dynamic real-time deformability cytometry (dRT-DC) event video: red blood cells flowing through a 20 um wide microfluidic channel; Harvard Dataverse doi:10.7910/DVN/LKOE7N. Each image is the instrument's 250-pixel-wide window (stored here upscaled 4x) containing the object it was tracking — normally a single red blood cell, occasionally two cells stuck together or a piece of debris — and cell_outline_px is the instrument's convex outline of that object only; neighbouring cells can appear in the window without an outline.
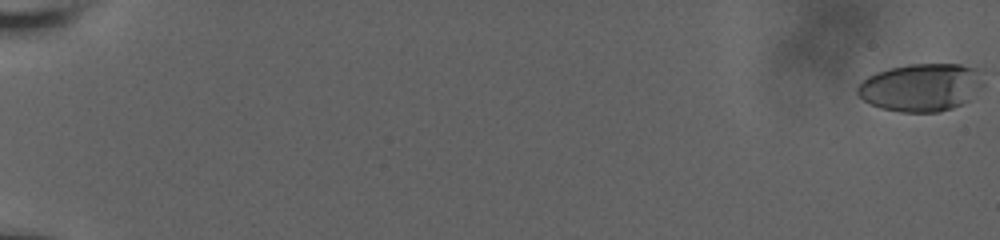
{"species": "human", "species_latin": "Homo sapiens", "temperature_condition": "room temperature", "stored_images_in_passage": 20, "camera_frame_rate_fps": 3000, "um_per_image_px": 0.085, "donor": {"sex": "male"}, "frame": {"image": 1, "passage_image": 1, "time_ms": 0.0, "image_size_px": [1000, 240], "cell_outline_px": [[984, 84], [968, 100], [952, 108], [940, 112], [900, 112], [880, 108], [864, 100], [856, 92], [856, 88], [868, 76], [876, 72], [888, 68], [908, 64], [960, 64], [976, 68], [980, 72]], "centroid_in_image_um": [78.29, 7.42], "position_along_channel_um": 6.7, "area_um2": 35.08}}
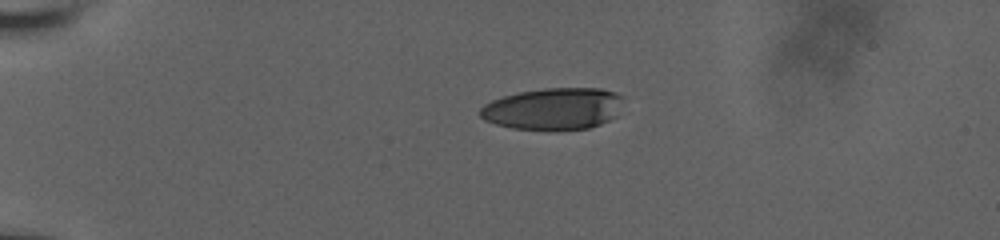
{"frame": {"image": 2, "passage_image": 15, "time_ms": 5.333, "image_size_px": [1000, 240], "cell_outline_px": [[624, 96], [616, 116], [600, 124], [588, 128], [556, 132], [552, 132], [512, 128], [496, 124], [484, 120], [480, 116], [480, 108], [484, 104], [492, 100], [504, 96], [520, 92], [544, 88], [600, 88], [616, 92]], "centroid_in_image_um": [47.04, 9.27], "position_along_channel_um": 38.0, "area_um2": 35.55}}
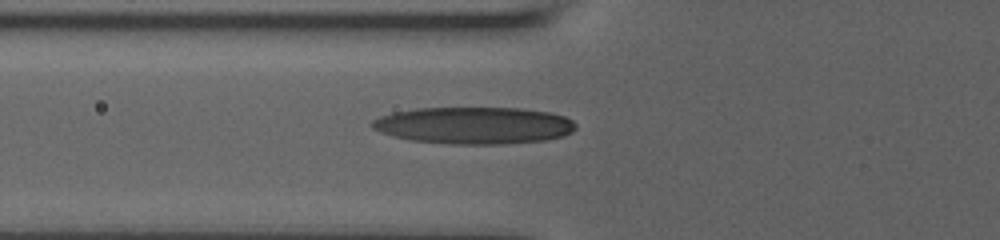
{"frame": {"image": 3, "passage_image": 20, "time_ms": 8.333, "image_size_px": [1000, 240], "cell_outline_px": [[576, 128], [572, 132], [564, 136], [544, 140], [504, 144], [448, 144], [408, 140], [392, 136], [380, 132], [372, 128], [368, 124], [372, 120], [380, 116], [396, 112], [416, 108], [520, 108], [548, 112], [564, 116], [572, 120], [576, 124]], "centroid_in_image_um": [40.27, 10.67], "position_along_channel_um": 85.5, "area_um2": 44.16}}